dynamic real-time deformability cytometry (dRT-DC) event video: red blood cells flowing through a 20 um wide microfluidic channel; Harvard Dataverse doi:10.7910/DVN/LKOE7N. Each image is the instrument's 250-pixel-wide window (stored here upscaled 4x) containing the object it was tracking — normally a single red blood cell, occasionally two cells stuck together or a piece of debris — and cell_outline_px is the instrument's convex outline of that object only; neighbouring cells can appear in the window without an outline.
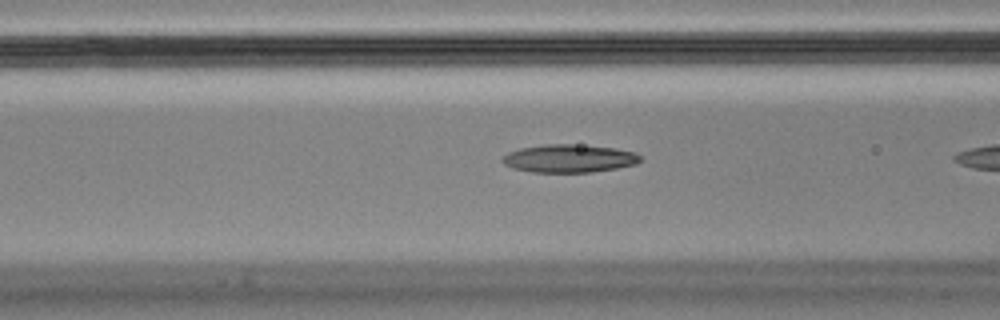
{"species": "Egyptian fruit bat (a non-hibernating species)", "species_latin": "Rousettus aegyptiacus", "temperature_condition": "cold", "stored_images_in_passage": 7, "camera_frame_rate_fps": 3000, "um_per_image_px": 0.085, "animal": {"sex": "male"}, "frame": {"image": 1, "passage_image": 5, "time_ms": 1.333, "image_size_px": [1000, 320], "cell_outline_px": [[640, 160], [636, 164], [616, 168], [592, 172], [532, 172], [512, 168], [504, 164], [500, 160], [508, 152], [520, 148], [544, 144], [572, 144], [616, 148], [636, 152], [640, 156]], "centroid_in_image_um": [48.35, 13.46], "position_along_channel_um": 118.2, "area_um2": 22.54}}